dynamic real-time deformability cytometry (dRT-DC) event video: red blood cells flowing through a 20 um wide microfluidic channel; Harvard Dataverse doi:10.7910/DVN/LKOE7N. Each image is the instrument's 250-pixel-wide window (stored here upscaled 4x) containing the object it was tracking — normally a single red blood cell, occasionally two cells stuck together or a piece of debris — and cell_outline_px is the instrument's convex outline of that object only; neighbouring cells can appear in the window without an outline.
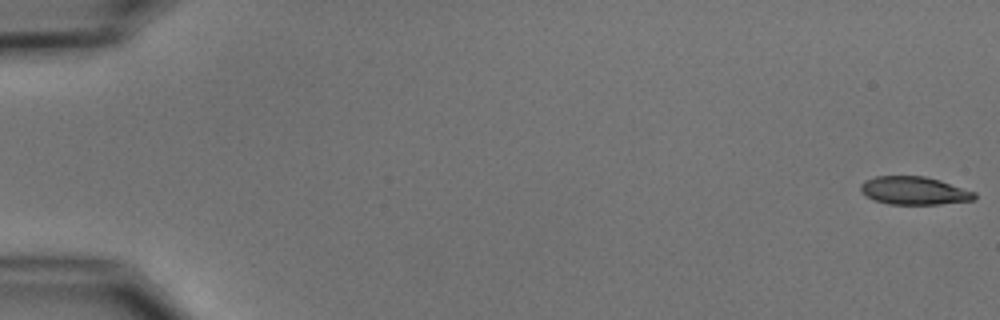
{"species": "common noctule bat (a hibernating species)", "species_latin": "Nyctalus noctula", "temperature_condition": "cold", "stored_images_in_passage": 55, "camera_frame_rate_fps": 3000, "um_per_image_px": 0.085, "animal": {"sex": "male", "body_mass_g": 15.6}, "frame": {"image": 1, "passage_image": 1, "time_ms": 0.0, "image_size_px": [1000, 320], "cell_outline_px": [[976, 200], [940, 204], [888, 204], [872, 200], [864, 196], [860, 192], [860, 184], [864, 180], [876, 176], [924, 176], [940, 180], [976, 192]], "centroid_in_image_um": [77.67, 16.21], "position_along_channel_um": 7.3, "area_um2": 18.9}}
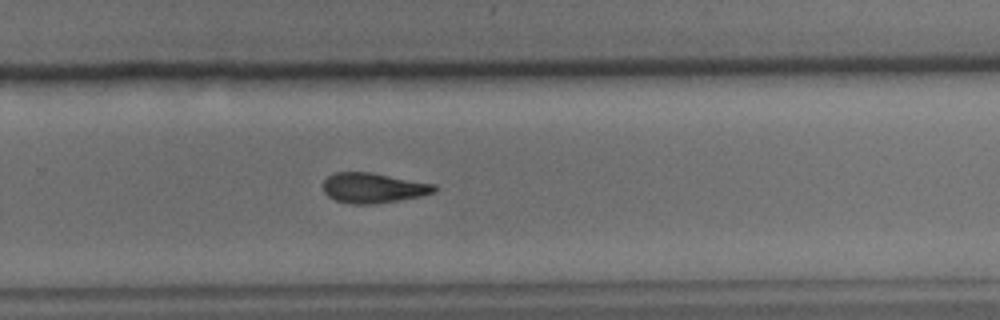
{"frame": {"image": 2, "passage_image": 37, "time_ms": 12.0, "image_size_px": [1000, 320], "cell_outline_px": [[436, 192], [420, 196], [372, 204], [352, 204], [336, 200], [328, 196], [324, 192], [324, 180], [328, 176], [336, 172], [372, 172], [436, 184]], "centroid_in_image_um": [31.74, 15.96], "position_along_channel_um": 298.1, "area_um2": 19.42}}
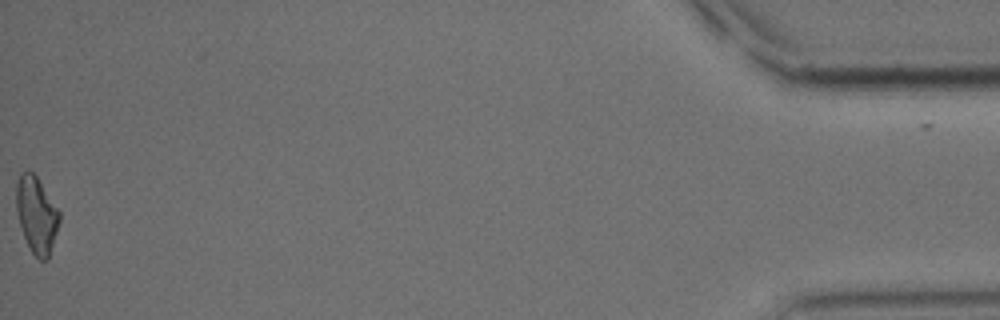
{"frame": {"image": 3, "passage_image": 55, "time_ms": 18.0, "image_size_px": [1000, 320], "cell_outline_px": [[60, 220], [48, 260], [40, 260], [32, 252], [24, 236], [16, 212], [16, 184], [20, 172], [32, 172], [36, 176], [60, 212]], "centroid_in_image_um": [3.1, 18.26], "position_along_channel_um": 432.1, "area_um2": 18.96}, "authors_computed_cell_mechanics": {"area_um2": 19.7098, "velocity_mm_per_s": 3.7346, "shape_relaxation_time_tau1_ms": 3.1921, "shape_relaxation_time_tau2_ms": 8.4855, "deformation_change_tau1": 0.1284, "deformation_change_tau2": 0.1954}}